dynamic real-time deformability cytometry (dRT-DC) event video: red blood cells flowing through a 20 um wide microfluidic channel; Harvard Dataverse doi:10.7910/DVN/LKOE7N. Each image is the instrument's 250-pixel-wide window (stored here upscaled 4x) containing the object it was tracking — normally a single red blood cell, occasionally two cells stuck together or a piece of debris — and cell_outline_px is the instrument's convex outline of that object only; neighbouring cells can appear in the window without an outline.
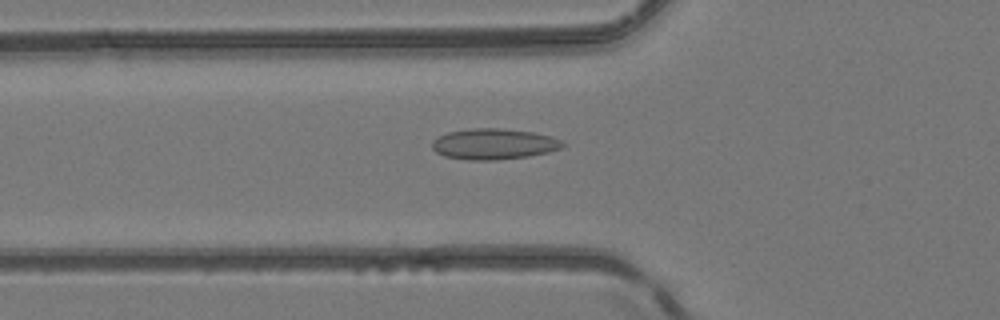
{"species": "common noctule bat (a hibernating species)", "species_latin": "Nyctalus noctula", "temperature_condition": "room temperature", "stored_images_in_passage": 51, "camera_frame_rate_fps": 3000, "um_per_image_px": 0.085, "animal": {"sex": "female", "body_mass_g": 24.6, "forearm_length_mm": 56.2}, "frame": {"image": 1, "passage_image": 19, "time_ms": 6.0, "image_size_px": [1000, 320], "cell_outline_px": [[564, 144], [560, 148], [548, 152], [528, 156], [496, 160], [468, 160], [444, 156], [436, 152], [432, 148], [432, 140], [448, 132], [472, 128], [500, 128], [532, 132], [552, 136], [560, 140]], "centroid_in_image_um": [41.95, 12.24], "position_along_channel_um": 83.9, "area_um2": 23.35}}
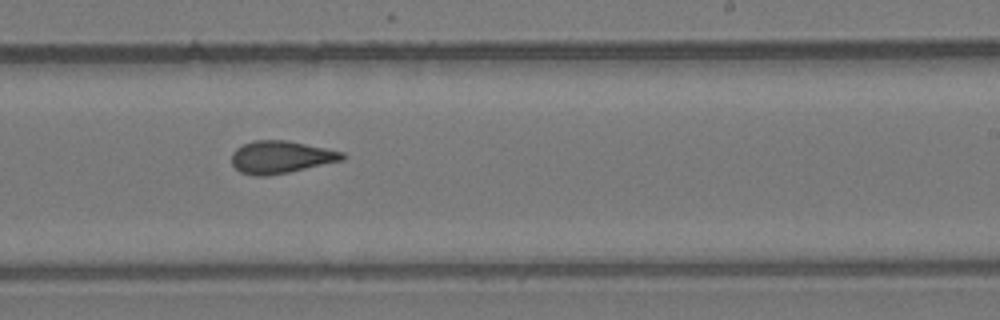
{"frame": {"image": 2, "passage_image": 32, "time_ms": 10.333, "image_size_px": [1000, 320], "cell_outline_px": [[348, 156], [344, 160], [288, 172], [268, 176], [256, 176], [240, 172], [232, 164], [232, 152], [236, 148], [244, 144], [256, 140], [288, 140], [344, 152]], "centroid_in_image_um": [23.89, 13.35], "position_along_channel_um": 265.1, "area_um2": 20.98}}
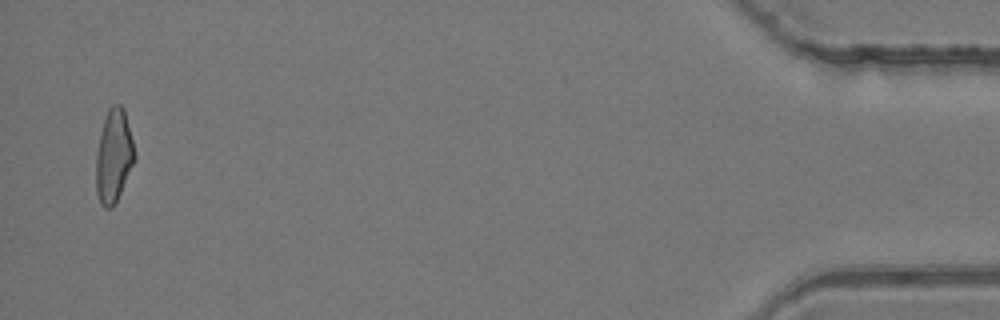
{"frame": {"image": 3, "passage_image": 50, "time_ms": 16.333, "image_size_px": [1000, 320], "cell_outline_px": [[136, 156], [120, 192], [112, 208], [104, 208], [100, 204], [96, 192], [96, 152], [100, 132], [108, 108], [112, 104], [120, 104], [124, 108]], "centroid_in_image_um": [9.64, 13.24], "position_along_channel_um": 425.6, "area_um2": 20.75}, "authors_computed_cell_mechanics": {"area_um2": 21.0392, "velocity_mm_per_s": 4.1585, "shape_relaxation_time_tau1_ms": null, "shape_relaxation_time_tau2_ms": 1.7856, "deformation_change_tau1": null, "deformation_change_tau2": 0.0918}}